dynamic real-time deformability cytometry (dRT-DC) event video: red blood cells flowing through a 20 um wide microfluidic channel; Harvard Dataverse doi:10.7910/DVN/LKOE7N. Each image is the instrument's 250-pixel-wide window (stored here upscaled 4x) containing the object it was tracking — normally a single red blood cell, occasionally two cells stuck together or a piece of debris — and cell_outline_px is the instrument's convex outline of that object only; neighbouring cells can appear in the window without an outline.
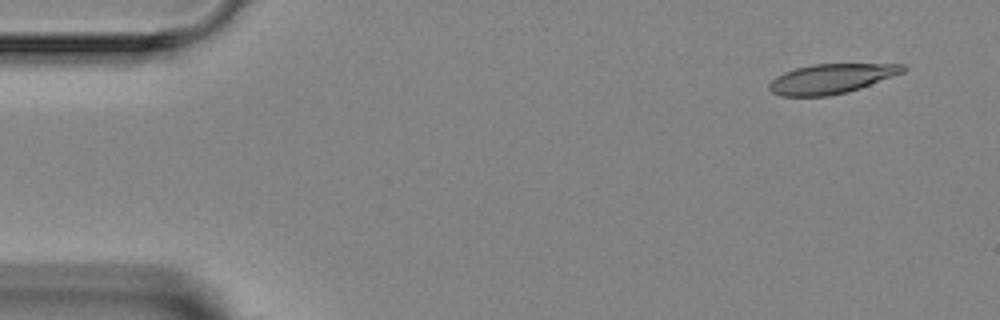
{"species": "Egyptian fruit bat (a non-hibernating species)", "species_latin": "Rousettus aegyptiacus", "temperature_condition": "room temperature", "stored_images_in_passage": 4, "camera_frame_rate_fps": 3000, "um_per_image_px": 0.085, "animal": {"sex": "female"}, "frame": {"image": 1, "passage_image": 1, "time_ms": 0.0, "image_size_px": [1000, 320], "cell_outline_px": [[908, 68], [904, 72], [860, 88], [848, 92], [828, 96], [780, 96], [772, 92], [768, 88], [768, 84], [776, 76], [784, 72], [796, 68], [812, 64], [904, 64]], "centroid_in_image_um": [70.64, 6.69], "position_along_channel_um": 14.4, "area_um2": 23.12}}